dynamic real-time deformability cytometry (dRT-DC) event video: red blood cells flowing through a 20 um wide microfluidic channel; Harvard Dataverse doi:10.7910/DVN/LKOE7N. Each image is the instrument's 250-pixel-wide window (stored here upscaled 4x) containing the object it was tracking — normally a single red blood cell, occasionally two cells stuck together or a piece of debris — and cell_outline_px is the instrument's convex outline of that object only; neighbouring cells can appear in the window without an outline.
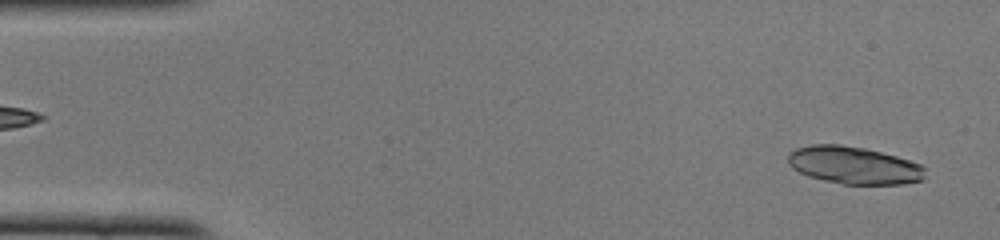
{"species": "common noctule bat (a hibernating species)", "species_latin": "Nyctalus noctula", "temperature_condition": "cold", "stored_images_in_passage": 50, "camera_frame_rate_fps": 3000, "um_per_image_px": 0.085, "animal": {"sex": "female", "body_mass_g": 22.0, "forearm_length_mm": 56.7}, "frame": {"image": 1, "passage_image": 3, "time_ms": 0.667, "image_size_px": [1000, 240], "cell_outline_px": [[924, 180], [904, 184], [844, 184], [824, 180], [808, 176], [792, 168], [788, 164], [788, 152], [796, 148], [812, 144], [840, 144], [864, 148], [896, 156], [920, 164], [924, 168]], "centroid_in_image_um": [72.56, 14.04], "position_along_channel_um": 12.4, "area_um2": 29.94}}
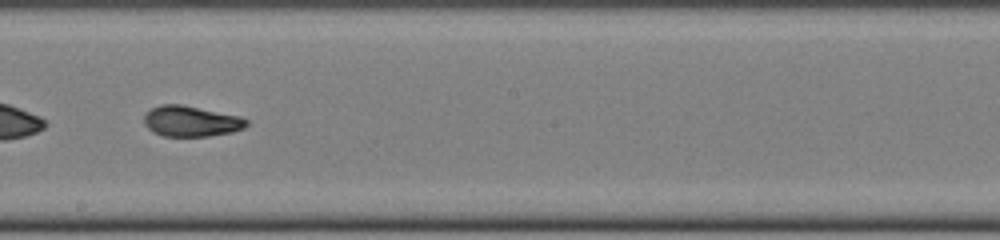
{"frame": {"image": 2, "passage_image": 29, "time_ms": 9.333, "image_size_px": [1000, 240], "cell_outline_px": [[248, 124], [244, 128], [232, 132], [208, 136], [164, 136], [152, 132], [144, 124], [144, 112], [160, 104], [180, 104], [240, 116], [248, 120]], "centroid_in_image_um": [16.21, 10.3], "position_along_channel_um": 232.0, "area_um2": 18.38}}
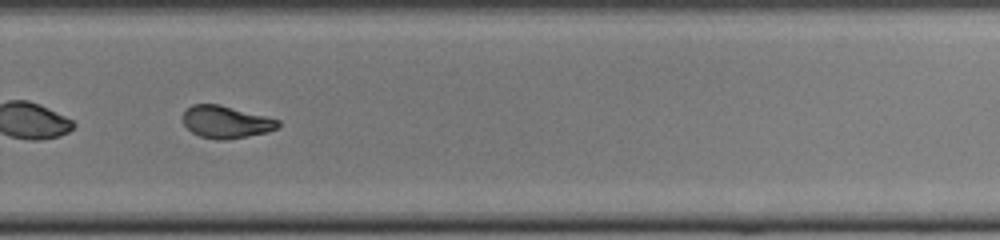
{"frame": {"image": 3, "passage_image": 35, "time_ms": 11.333, "image_size_px": [1000, 240], "cell_outline_px": [[280, 124], [276, 128], [268, 132], [224, 140], [216, 140], [200, 136], [192, 132], [184, 124], [180, 116], [192, 104], [220, 104], [280, 120]], "centroid_in_image_um": [19.18, 10.36], "position_along_channel_um": 310.6, "area_um2": 17.92}, "authors_computed_cell_mechanics": {"area_um2": 18.9584, "velocity_mm_per_s": 3.9324, "shape_relaxation_time_tau1_ms": null, "shape_relaxation_time_tau2_ms": 1.4368, "deformation_change_tau1": null, "deformation_change_tau2": 0.0701}}